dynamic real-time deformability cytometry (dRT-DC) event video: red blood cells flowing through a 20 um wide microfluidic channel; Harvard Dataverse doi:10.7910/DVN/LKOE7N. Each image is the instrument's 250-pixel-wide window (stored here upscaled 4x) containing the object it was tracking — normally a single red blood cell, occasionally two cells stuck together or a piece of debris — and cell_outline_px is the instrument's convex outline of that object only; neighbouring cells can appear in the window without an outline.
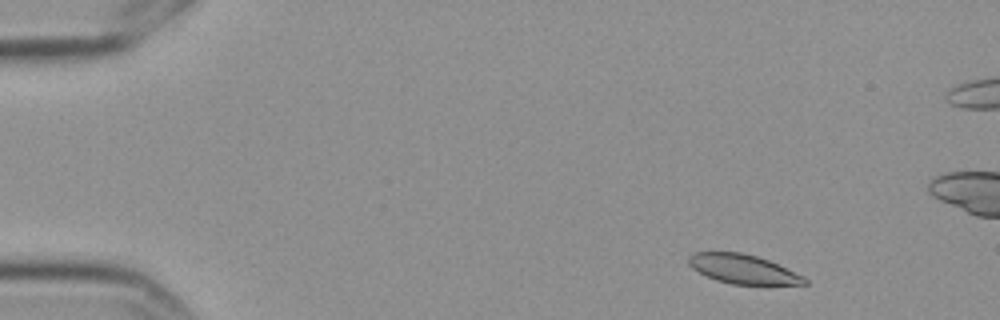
{"species": "Egyptian fruit bat (a non-hibernating species)", "species_latin": "Rousettus aegyptiacus", "temperature_condition": "cold", "stored_images_in_passage": 6, "camera_frame_rate_fps": 3000, "um_per_image_px": 0.085, "frame": {"image": 1, "passage_image": 2, "time_ms": 0.333, "image_size_px": [1000, 320], "cell_outline_px": [[808, 284], [732, 284], [716, 280], [692, 268], [688, 264], [688, 256], [692, 252], [740, 252], [756, 256], [768, 260], [804, 276], [808, 280]], "centroid_in_image_um": [63.14, 22.86], "position_along_channel_um": 21.9, "area_um2": 19.54}}
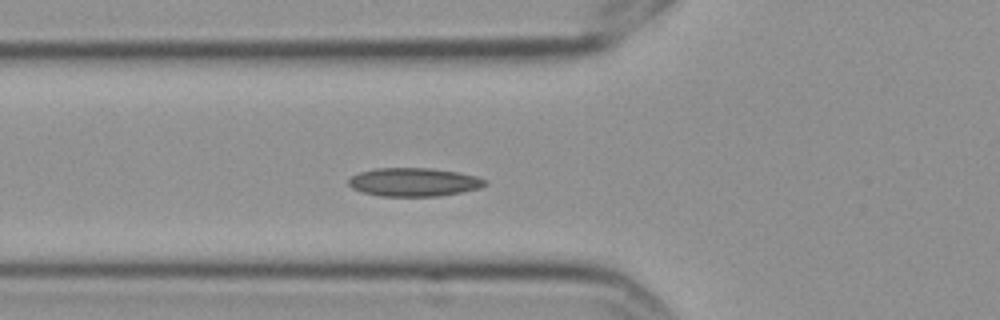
{"frame": {"image": 2, "passage_image": 6, "time_ms": 1.667, "image_size_px": [1000, 320], "cell_outline_px": [[488, 184], [480, 188], [460, 192], [436, 196], [380, 196], [364, 192], [352, 188], [348, 184], [348, 180], [352, 176], [360, 172], [376, 168], [432, 168], [456, 172], [476, 176], [488, 180]], "centroid_in_image_um": [35.19, 15.47], "position_along_channel_um": 90.6, "area_um2": 22.54}}